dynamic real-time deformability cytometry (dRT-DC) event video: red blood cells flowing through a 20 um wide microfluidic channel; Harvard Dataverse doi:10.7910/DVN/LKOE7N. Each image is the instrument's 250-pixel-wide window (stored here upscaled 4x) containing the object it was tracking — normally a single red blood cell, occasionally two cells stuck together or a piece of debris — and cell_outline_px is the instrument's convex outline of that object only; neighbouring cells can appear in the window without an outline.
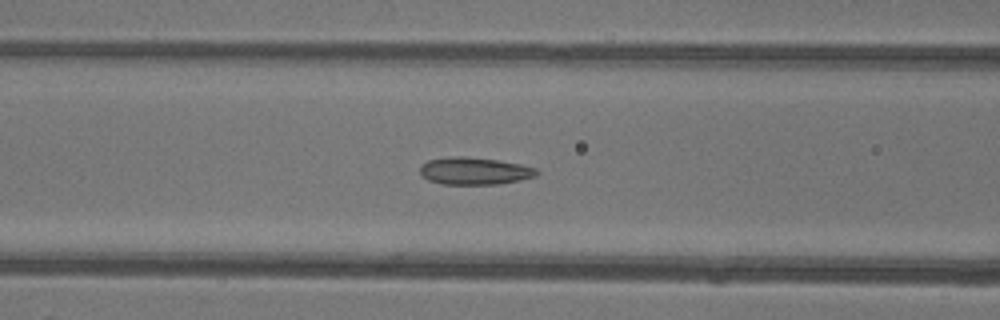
{"species": "common noctule bat (a hibernating species)", "species_latin": "Nyctalus noctula", "temperature_condition": "warm", "stored_images_in_passage": 53, "camera_frame_rate_fps": 3000, "um_per_image_px": 0.085, "animal": {"sex": "female"}, "frame": {"image": 1, "passage_image": 21, "time_ms": 6.667, "image_size_px": [1000, 320], "cell_outline_px": [[540, 172], [536, 176], [520, 180], [500, 184], [440, 184], [428, 180], [420, 172], [420, 164], [428, 160], [452, 156], [464, 156], [496, 160], [520, 164], [536, 168]], "centroid_in_image_um": [40.33, 14.53], "position_along_channel_um": 126.3, "area_um2": 18.61}}
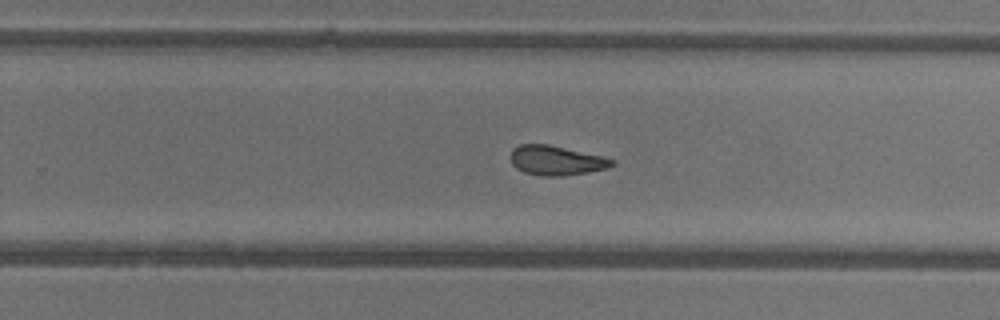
{"frame": {"image": 2, "passage_image": 33, "time_ms": 10.667, "image_size_px": [1000, 320], "cell_outline_px": [[616, 164], [608, 168], [588, 172], [564, 176], [544, 176], [524, 172], [516, 168], [512, 164], [508, 156], [512, 148], [520, 144], [548, 144], [600, 156], [616, 160]], "centroid_in_image_um": [47.24, 13.64], "position_along_channel_um": 282.6, "area_um2": 17.57}}
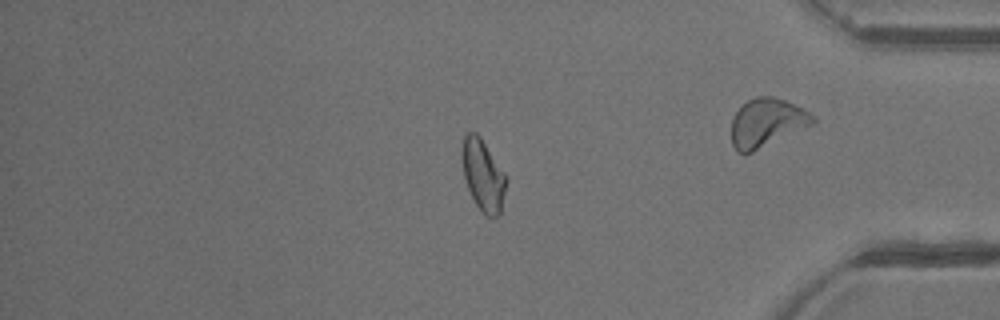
{"frame": {"image": 3, "passage_image": 44, "time_ms": 14.333, "image_size_px": [1000, 320], "cell_outline_px": [[508, 180], [500, 212], [496, 216], [488, 216], [476, 204], [468, 188], [464, 176], [460, 156], [460, 152], [464, 136], [468, 132], [476, 132], [480, 136], [504, 172]], "centroid_in_image_um": [41.04, 14.83], "position_along_channel_um": 394.2, "area_um2": 18.26}, "authors_computed_cell_mechanics": {"area_um2": 18.7272, "velocity_mm_per_s": 3.9079, "shape_relaxation_time_tau1_ms": 6.1853, "shape_relaxation_time_tau2_ms": 2.1113, "deformation_change_tau1": 0.1487, "deformation_change_tau2": 0.0973}}